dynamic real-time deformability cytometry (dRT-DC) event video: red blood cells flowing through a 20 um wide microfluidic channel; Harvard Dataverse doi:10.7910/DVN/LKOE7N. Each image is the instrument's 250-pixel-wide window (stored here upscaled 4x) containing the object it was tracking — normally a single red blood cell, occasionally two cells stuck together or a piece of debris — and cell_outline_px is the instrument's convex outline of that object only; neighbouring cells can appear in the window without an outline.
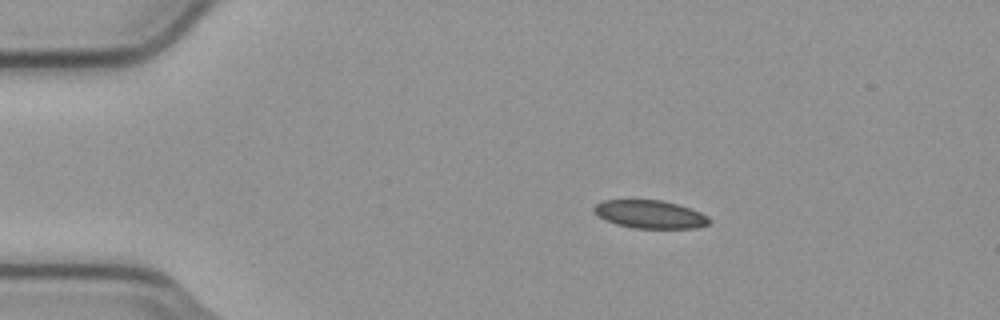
{"species": "common noctule bat (a hibernating species)", "species_latin": "Nyctalus noctula", "temperature_condition": "cold", "stored_images_in_passage": 55, "camera_frame_rate_fps": 3000, "um_per_image_px": 0.085, "animal": {"sex": "male", "body_mass_g": 23.1, "forearm_length_mm": 52.7}, "frame": {"image": 1, "passage_image": 10, "time_ms": 3.0, "image_size_px": [1000, 320], "cell_outline_px": [[712, 220], [708, 224], [696, 228], [632, 228], [616, 224], [604, 220], [592, 212], [592, 208], [600, 200], [660, 200], [676, 204], [700, 212], [708, 216]], "centroid_in_image_um": [55.2, 18.22], "position_along_channel_um": 29.8, "area_um2": 18.96}}
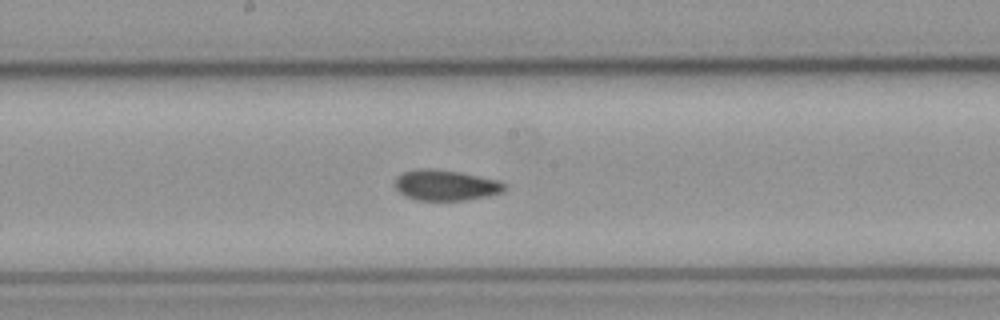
{"frame": {"image": 2, "passage_image": 29, "time_ms": 9.333, "image_size_px": [1000, 320], "cell_outline_px": [[508, 188], [504, 192], [488, 196], [464, 200], [416, 200], [404, 196], [396, 188], [396, 176], [404, 172], [420, 168], [432, 168], [460, 172], [500, 180]], "centroid_in_image_um": [37.92, 15.74], "position_along_channel_um": 210.3, "area_um2": 19.71}}
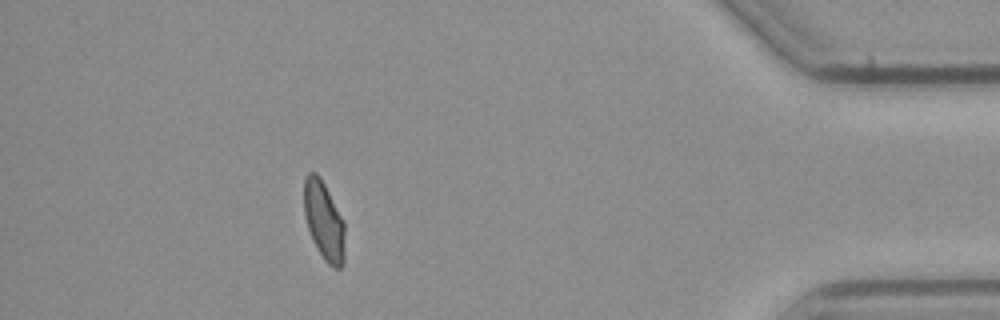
{"frame": {"image": 3, "passage_image": 49, "time_ms": 16.0, "image_size_px": [1000, 320], "cell_outline_px": [[344, 264], [340, 268], [332, 268], [324, 260], [312, 240], [308, 228], [304, 212], [304, 180], [308, 172], [316, 172], [320, 176], [344, 220]], "centroid_in_image_um": [27.54, 18.77], "position_along_channel_um": 407.7, "area_um2": 18.84}, "authors_computed_cell_mechanics": {"area_um2": 19.2474, "velocity_mm_per_s": 3.7623, "shape_relaxation_time_tau1_ms": null, "shape_relaxation_time_tau2_ms": 2.4979, "deformation_change_tau1": null, "deformation_change_tau2": 0.0636}}